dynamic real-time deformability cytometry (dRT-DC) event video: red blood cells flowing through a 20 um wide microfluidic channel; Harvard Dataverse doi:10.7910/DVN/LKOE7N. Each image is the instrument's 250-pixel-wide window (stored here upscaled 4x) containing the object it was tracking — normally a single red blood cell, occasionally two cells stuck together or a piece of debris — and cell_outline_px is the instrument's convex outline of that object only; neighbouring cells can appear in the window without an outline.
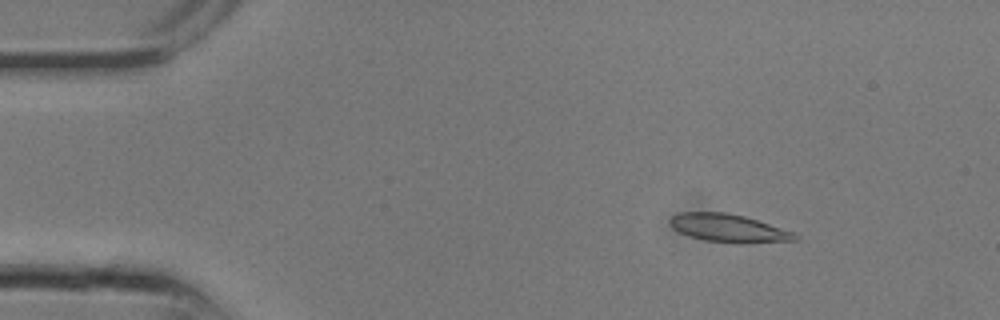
{"species": "common noctule bat (a hibernating species)", "species_latin": "Nyctalus noctula", "temperature_condition": "room temperature", "stored_images_in_passage": 13, "camera_frame_rate_fps": 3000, "um_per_image_px": 0.085, "animal": {"sex": "male", "body_mass_g": 13.3}, "frame": {"image": 1, "passage_image": 1, "time_ms": 0.0, "image_size_px": [1000, 320], "cell_outline_px": [[800, 240], [740, 244], [736, 244], [704, 240], [680, 232], [672, 228], [668, 224], [668, 220], [676, 212], [724, 212], [744, 216], [796, 232], [800, 236]], "centroid_in_image_um": [61.96, 19.4], "position_along_channel_um": 23.0, "area_um2": 20.81}}
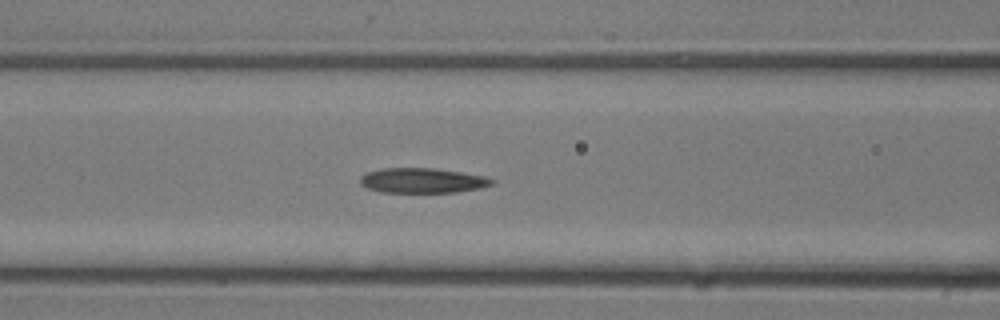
{"frame": {"image": 2, "passage_image": 8, "time_ms": 2.333, "image_size_px": [1000, 320], "cell_outline_px": [[496, 180], [492, 184], [480, 188], [456, 192], [380, 192], [368, 188], [360, 184], [360, 176], [368, 172], [384, 168], [432, 168], [460, 172], [484, 176]], "centroid_in_image_um": [35.9, 15.34], "position_along_channel_um": 130.7, "area_um2": 19.02}}
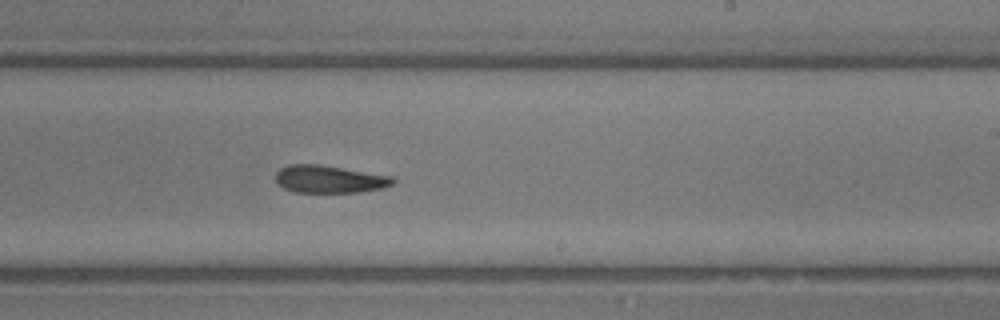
{"frame": {"image": 3, "passage_image": 13, "time_ms": 4.0, "image_size_px": [1000, 320], "cell_outline_px": [[396, 180], [392, 184], [380, 188], [360, 192], [296, 192], [284, 188], [276, 180], [276, 172], [280, 168], [288, 164], [320, 164], [392, 176]], "centroid_in_image_um": [27.99, 15.22], "position_along_channel_um": 261.0, "area_um2": 18.73}}